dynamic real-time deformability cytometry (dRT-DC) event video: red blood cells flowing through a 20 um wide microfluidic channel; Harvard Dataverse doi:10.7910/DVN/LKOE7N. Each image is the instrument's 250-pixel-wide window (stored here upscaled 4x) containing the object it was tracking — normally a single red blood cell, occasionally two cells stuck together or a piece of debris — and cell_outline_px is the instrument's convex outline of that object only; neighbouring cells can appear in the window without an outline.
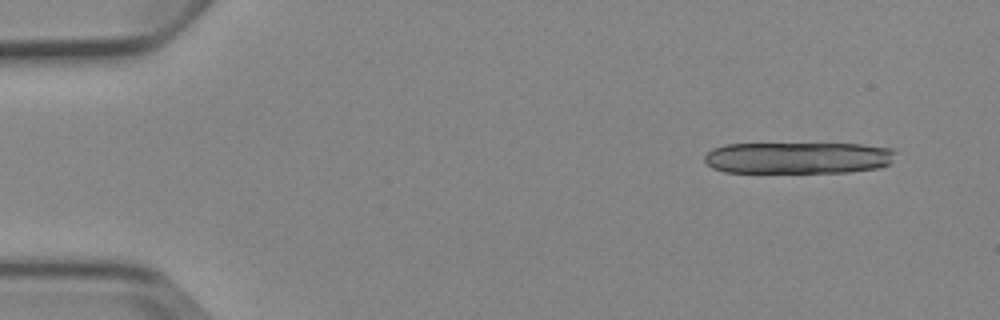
{"species": "Egyptian fruit bat (a non-hibernating species)", "species_latin": "Rousettus aegyptiacus", "temperature_condition": "cold", "stored_images_in_passage": 5, "camera_frame_rate_fps": 3000, "um_per_image_px": 0.085, "animal": {"sex": "female"}, "frame": {"image": 1, "passage_image": 1, "time_ms": 0.0, "image_size_px": [1000, 320], "cell_outline_px": [[896, 152], [892, 160], [888, 164], [880, 168], [848, 172], [724, 172], [712, 168], [704, 160], [704, 156], [712, 148], [724, 144], [860, 144], [892, 148]], "centroid_in_image_um": [67.83, 13.41], "position_along_channel_um": 17.2, "area_um2": 35.37}}